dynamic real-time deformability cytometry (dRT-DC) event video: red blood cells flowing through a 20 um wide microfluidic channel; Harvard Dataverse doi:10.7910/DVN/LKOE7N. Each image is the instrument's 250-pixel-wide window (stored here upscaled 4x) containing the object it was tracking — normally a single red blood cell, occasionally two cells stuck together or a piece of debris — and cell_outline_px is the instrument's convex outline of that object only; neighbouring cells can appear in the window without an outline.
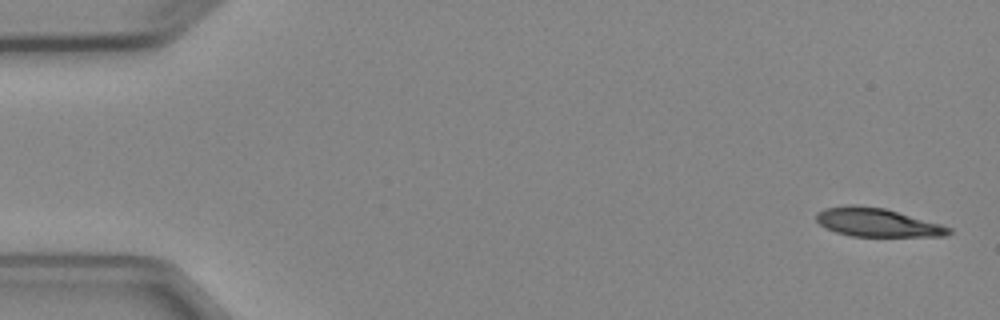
{"species": "Egyptian fruit bat (a non-hibernating species)", "species_latin": "Rousettus aegyptiacus", "temperature_condition": "cold", "stored_images_in_passage": 6, "camera_frame_rate_fps": 3000, "um_per_image_px": 0.085, "animal": {"sex": "female"}, "frame": {"image": 1, "passage_image": 1, "time_ms": 0.0, "image_size_px": [1000, 320], "cell_outline_px": [[952, 232], [944, 236], [852, 236], [836, 232], [820, 224], [816, 220], [816, 212], [824, 208], [848, 204], [852, 204], [884, 208], [940, 224], [952, 228]], "centroid_in_image_um": [74.53, 18.9], "position_along_channel_um": 10.5, "area_um2": 21.85}}
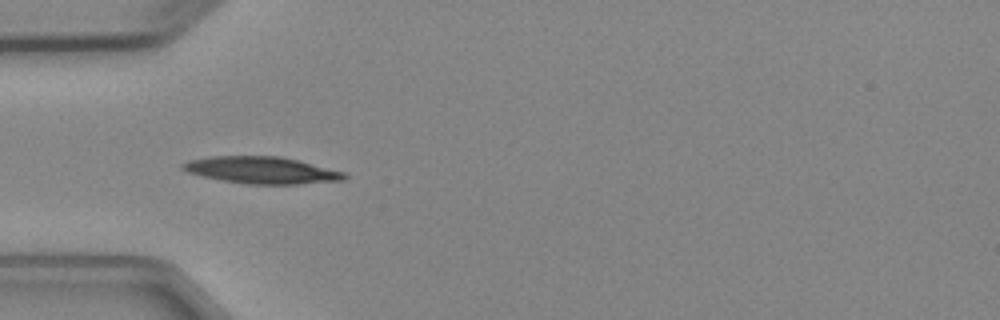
{"frame": {"image": 2, "passage_image": 5, "time_ms": 4.667, "image_size_px": [1000, 320], "cell_outline_px": [[348, 176], [344, 180], [300, 184], [244, 184], [220, 180], [188, 172], [180, 168], [180, 164], [188, 160], [208, 156], [280, 156], [344, 172]], "centroid_in_image_um": [22.19, 14.46], "position_along_channel_um": 62.8, "area_um2": 25.32}}